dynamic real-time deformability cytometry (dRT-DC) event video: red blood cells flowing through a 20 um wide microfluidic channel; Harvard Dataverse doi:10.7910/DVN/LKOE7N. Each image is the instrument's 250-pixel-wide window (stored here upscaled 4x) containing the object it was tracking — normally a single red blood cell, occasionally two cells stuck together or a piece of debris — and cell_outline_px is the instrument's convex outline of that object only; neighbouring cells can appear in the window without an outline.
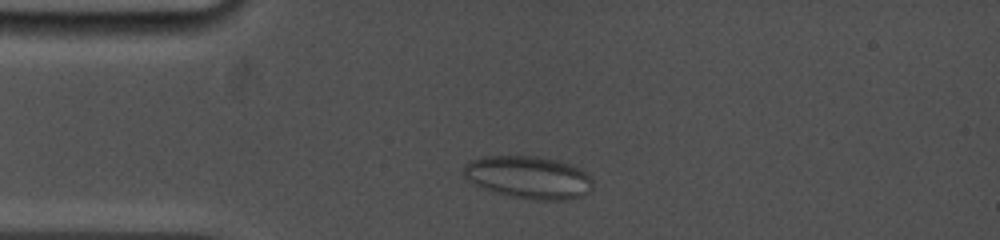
{"species": "common noctule bat (a hibernating species)", "species_latin": "Nyctalus noctula", "temperature_condition": "cold", "stored_images_in_passage": 54, "camera_frame_rate_fps": 5000, "um_per_image_px": 0.085, "animal": {"sex": "female", "body_mass_g": 19.0, "forearm_length_mm": 53.3}, "frame": {"image": 1, "passage_image": 8, "time_ms": 1.6, "image_size_px": [1000, 240], "cell_outline_px": [[592, 188], [584, 196], [564, 200], [536, 200], [512, 196], [484, 188], [468, 180], [460, 172], [464, 164], [472, 160], [484, 156], [536, 156], [560, 160], [580, 168], [592, 180]], "centroid_in_image_um": [44.93, 15.06], "position_along_channel_um": 40.1, "area_um2": 32.08}}
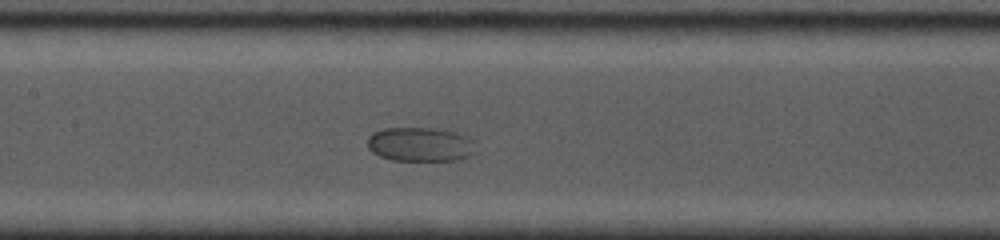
{"frame": {"image": 2, "passage_image": 26, "time_ms": 5.8, "image_size_px": [1000, 240], "cell_outline_px": [[476, 152], [460, 160], [392, 160], [380, 156], [372, 152], [368, 148], [368, 136], [372, 132], [384, 128], [444, 128], [468, 136], [476, 140]], "centroid_in_image_um": [35.78, 12.26], "position_along_channel_um": 171.6, "area_um2": 22.08}}
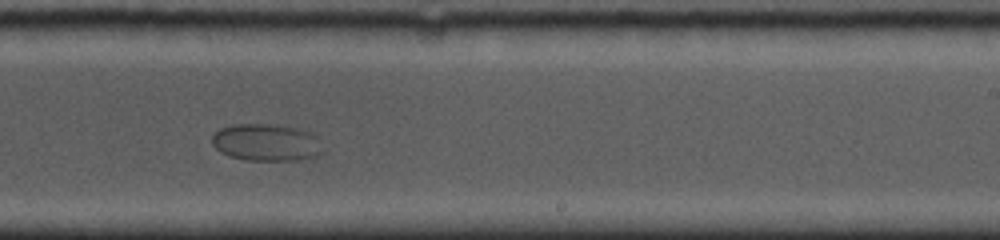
{"frame": {"image": 3, "passage_image": 32, "time_ms": 8.4, "image_size_px": [1000, 240], "cell_outline_px": [[320, 152], [316, 156], [296, 160], [244, 160], [228, 156], [220, 152], [212, 144], [212, 132], [220, 128], [236, 124], [268, 124], [300, 128], [316, 136]], "centroid_in_image_um": [22.54, 12.1], "position_along_channel_um": 266.5, "area_um2": 23.81}}